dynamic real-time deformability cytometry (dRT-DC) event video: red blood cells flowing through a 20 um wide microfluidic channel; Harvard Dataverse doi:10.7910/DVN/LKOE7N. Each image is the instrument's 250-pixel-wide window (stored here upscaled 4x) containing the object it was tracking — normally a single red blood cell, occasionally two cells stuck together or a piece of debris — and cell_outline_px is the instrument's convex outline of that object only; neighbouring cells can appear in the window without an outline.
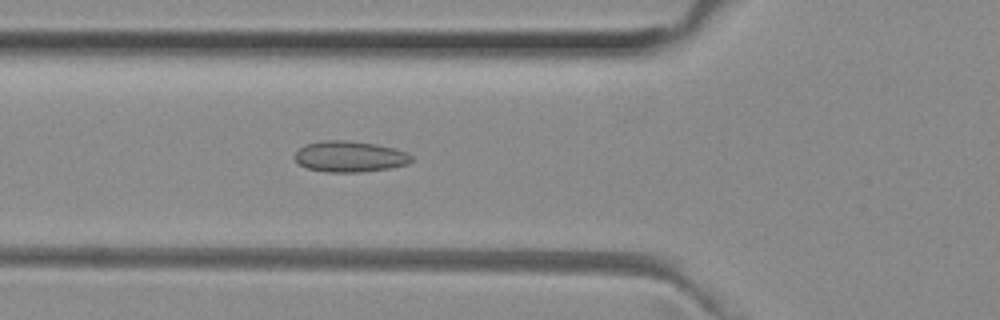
{"species": "common noctule bat (a hibernating species)", "species_latin": "Nyctalus noctula", "temperature_condition": "room temperature", "stored_images_in_passage": 51, "camera_frame_rate_fps": 3000, "um_per_image_px": 0.085, "animal": {"sex": "female", "body_mass_g": 29.2, "forearm_length_mm": 56.3}, "frame": {"image": 1, "passage_image": 18, "time_ms": 5.667, "image_size_px": [1000, 320], "cell_outline_px": [[412, 160], [408, 164], [392, 168], [360, 172], [324, 172], [308, 168], [300, 164], [292, 156], [304, 144], [324, 140], [348, 140], [376, 144], [408, 152], [412, 156]], "centroid_in_image_um": [29.73, 13.3], "position_along_channel_um": 96.1, "area_um2": 21.21}}
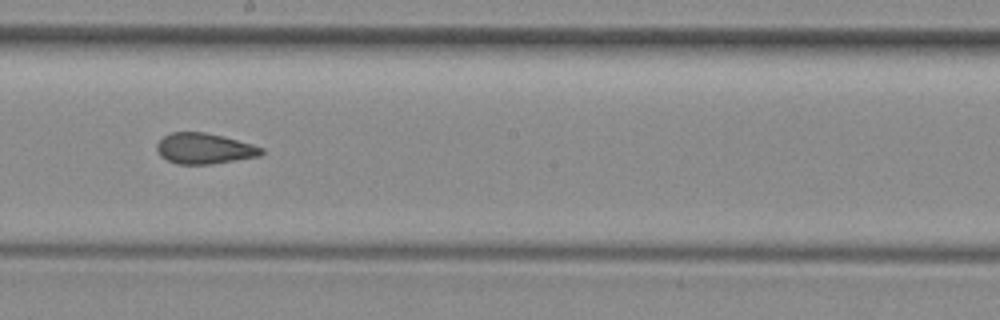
{"frame": {"image": 2, "passage_image": 28, "time_ms": 9.0, "image_size_px": [1000, 320], "cell_outline_px": [[264, 152], [260, 156], [212, 164], [176, 164], [160, 156], [156, 148], [156, 144], [164, 136], [172, 132], [204, 132], [252, 144], [264, 148]], "centroid_in_image_um": [17.36, 12.63], "position_along_channel_um": 230.8, "area_um2": 18.61}}
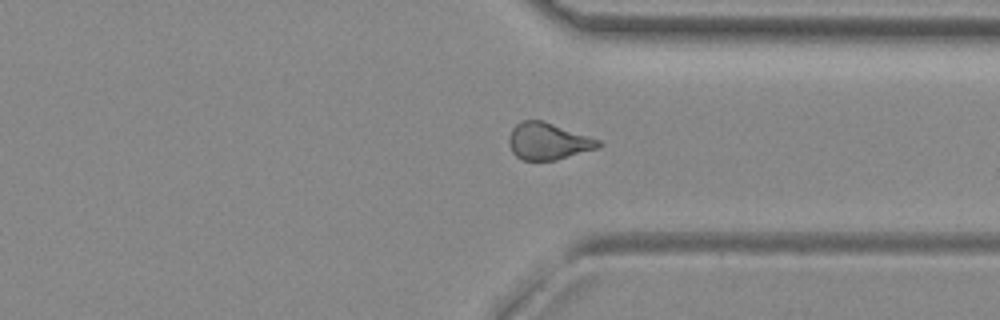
{"frame": {"image": 3, "passage_image": 38, "time_ms": 12.333, "image_size_px": [1000, 320], "cell_outline_px": [[604, 144], [600, 148], [556, 160], [520, 160], [512, 152], [508, 144], [508, 136], [512, 128], [520, 120], [544, 120], [600, 140]], "centroid_in_image_um": [46.59, 12.0], "position_along_channel_um": 364.8, "area_um2": 19.59}, "authors_computed_cell_mechanics": {"area_um2": 19.5942, "velocity_mm_per_s": 4.0287, "shape_relaxation_time_tau1_ms": null, "shape_relaxation_time_tau2_ms": 1.2001, "deformation_change_tau1": null, "deformation_change_tau2": 0.0712}}